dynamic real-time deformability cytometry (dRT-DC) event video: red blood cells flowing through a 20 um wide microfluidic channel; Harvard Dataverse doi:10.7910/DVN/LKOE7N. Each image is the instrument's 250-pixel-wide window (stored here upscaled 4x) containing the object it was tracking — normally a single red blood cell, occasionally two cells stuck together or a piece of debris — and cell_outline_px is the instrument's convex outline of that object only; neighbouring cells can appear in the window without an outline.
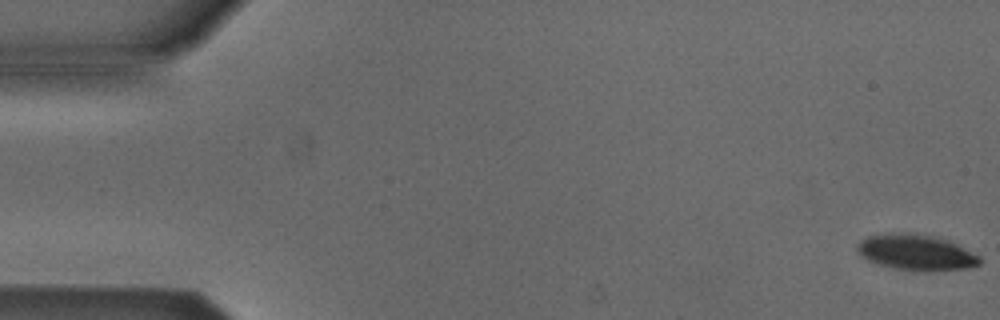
{"species": "Egyptian fruit bat (a non-hibernating species)", "species_latin": "Rousettus aegyptiacus", "temperature_condition": "cold", "stored_images_in_passage": 4, "camera_frame_rate_fps": 3000, "um_per_image_px": 0.085, "animal": {"sex": "male"}, "frame": {"image": 1, "passage_image": 1, "time_ms": 0.0, "image_size_px": [1000, 320], "cell_outline_px": [[980, 264], [968, 268], [932, 272], [924, 272], [896, 268], [880, 264], [868, 260], [860, 256], [856, 252], [856, 244], [860, 240], [868, 236], [932, 236], [956, 244], [980, 256]], "centroid_in_image_um": [77.9, 21.53], "position_along_channel_um": 7.1, "area_um2": 24.51}}
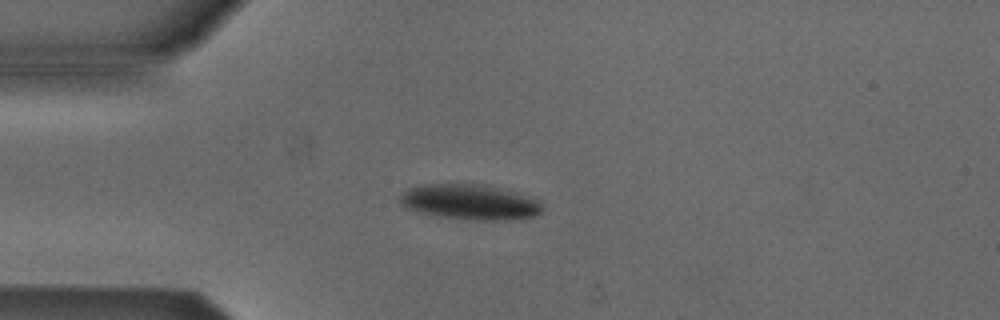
{"frame": {"image": 2, "passage_image": 4, "time_ms": 4.333, "image_size_px": [1000, 320], "cell_outline_px": [[544, 208], [536, 216], [520, 220], [468, 220], [436, 216], [404, 208], [400, 204], [400, 196], [408, 188], [420, 184], [484, 184], [532, 196], [540, 200]], "centroid_in_image_um": [39.99, 17.18], "position_along_channel_um": 45.0, "area_um2": 29.94}}